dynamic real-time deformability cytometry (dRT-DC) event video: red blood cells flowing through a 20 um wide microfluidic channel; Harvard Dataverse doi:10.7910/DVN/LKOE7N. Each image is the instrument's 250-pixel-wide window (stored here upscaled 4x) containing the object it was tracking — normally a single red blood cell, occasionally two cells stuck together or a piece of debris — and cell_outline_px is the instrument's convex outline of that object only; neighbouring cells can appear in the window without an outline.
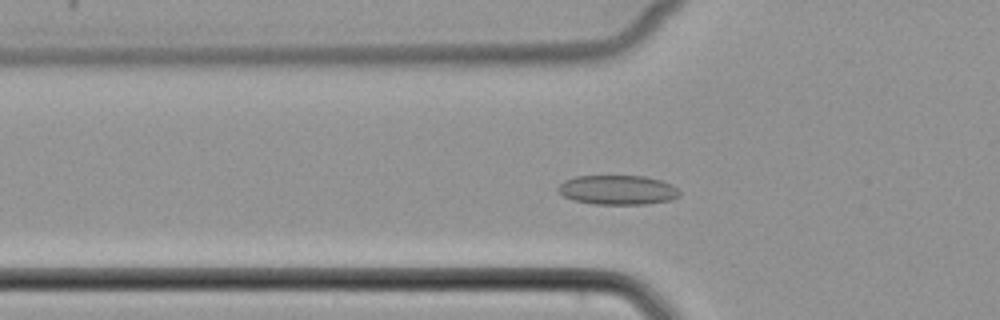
{"species": "common noctule bat (a hibernating species)", "species_latin": "Nyctalus noctula", "temperature_condition": "cold", "stored_images_in_passage": 49, "camera_frame_rate_fps": 3000, "um_per_image_px": 0.085, "animal": {"sex": "female", "body_mass_g": 22.7, "forearm_length_mm": 54.2}, "frame": {"image": 1, "passage_image": 15, "time_ms": 4.667, "image_size_px": [1000, 320], "cell_outline_px": [[680, 196], [668, 200], [644, 204], [596, 204], [572, 200], [556, 192], [556, 188], [564, 180], [576, 176], [644, 176], [660, 180], [672, 184], [680, 192]], "centroid_in_image_um": [52.46, 16.14], "position_along_channel_um": 73.3, "area_um2": 20.87}}
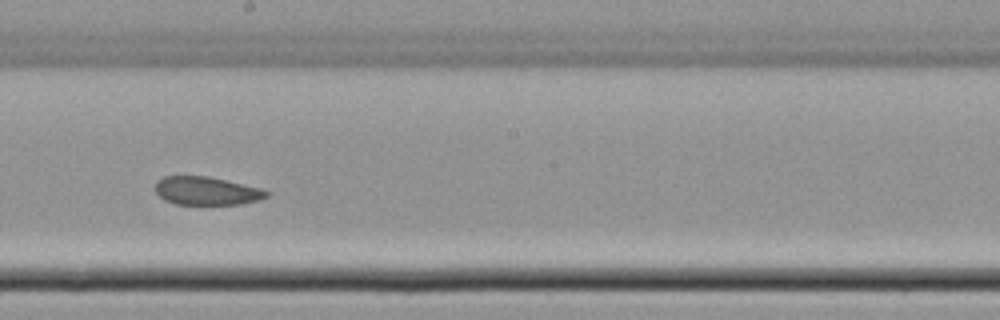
{"frame": {"image": 2, "passage_image": 27, "time_ms": 8.667, "image_size_px": [1000, 320], "cell_outline_px": [[268, 196], [260, 200], [240, 204], [176, 204], [164, 200], [156, 192], [156, 180], [164, 176], [208, 176], [264, 188], [268, 192]], "centroid_in_image_um": [17.58, 16.22], "position_along_channel_um": 230.6, "area_um2": 18.44}}
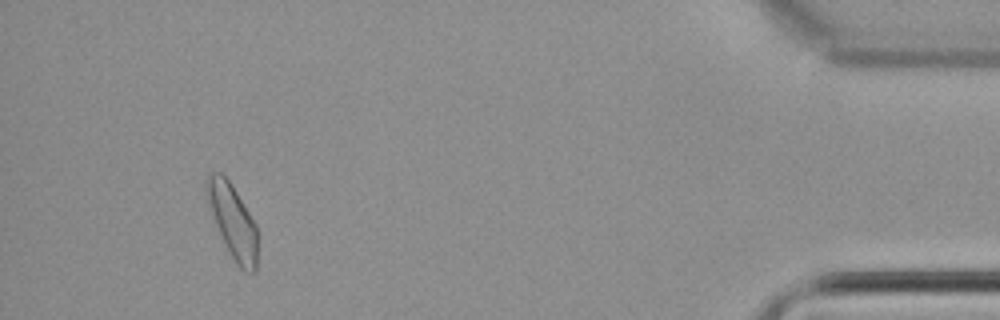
{"frame": {"image": 3, "passage_image": 46, "time_ms": 15.0, "image_size_px": [1000, 320], "cell_outline_px": [[256, 272], [244, 272], [236, 264], [228, 252], [212, 220], [208, 208], [204, 192], [204, 180], [208, 172], [220, 172], [232, 184], [256, 224]], "centroid_in_image_um": [19.7, 18.75], "position_along_channel_um": 415.5, "area_um2": 22.43}}